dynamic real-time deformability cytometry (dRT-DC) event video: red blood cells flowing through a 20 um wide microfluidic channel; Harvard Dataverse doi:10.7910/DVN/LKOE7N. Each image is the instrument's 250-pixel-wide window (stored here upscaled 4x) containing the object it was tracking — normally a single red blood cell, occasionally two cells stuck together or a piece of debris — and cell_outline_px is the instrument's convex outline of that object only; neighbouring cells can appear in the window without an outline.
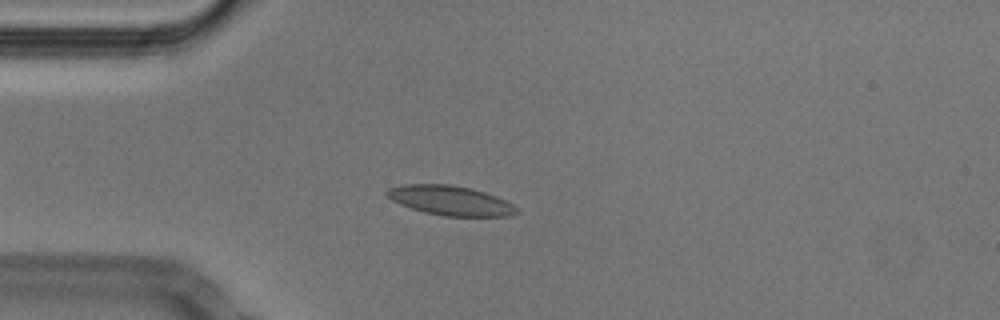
{"species": "Egyptian fruit bat (a non-hibernating species)", "species_latin": "Rousettus aegyptiacus", "temperature_condition": "cold", "stored_images_in_passage": 48, "camera_frame_rate_fps": 3000, "um_per_image_px": 0.085, "animal": {"sex": "male"}, "frame": {"image": 1, "passage_image": 9, "time_ms": 2.667, "image_size_px": [1000, 320], "cell_outline_px": [[520, 212], [508, 216], [444, 216], [424, 212], [400, 204], [392, 200], [384, 192], [388, 188], [404, 184], [448, 184], [468, 188], [484, 192], [496, 196], [512, 204]], "centroid_in_image_um": [38.26, 17.04], "position_along_channel_um": 46.7, "area_um2": 22.14}}
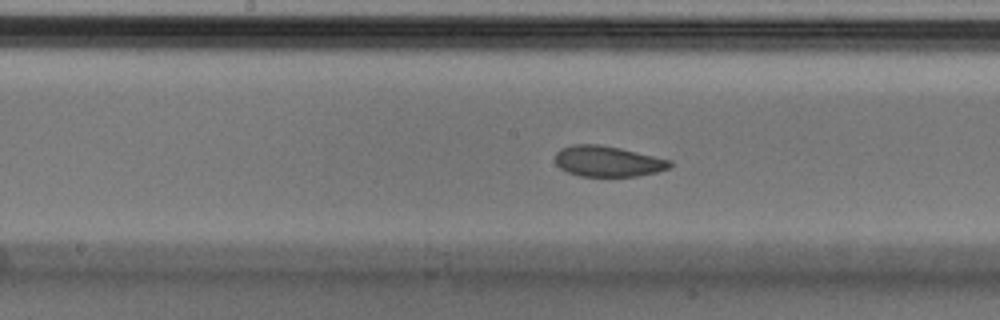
{"frame": {"image": 2, "passage_image": 22, "time_ms": 7.0, "image_size_px": [1000, 320], "cell_outline_px": [[672, 164], [668, 168], [656, 172], [636, 176], [580, 176], [568, 172], [560, 168], [556, 164], [556, 152], [560, 148], [572, 144], [600, 144], [620, 148], [672, 160]], "centroid_in_image_um": [51.64, 13.7], "position_along_channel_um": 196.6, "area_um2": 20.52}}
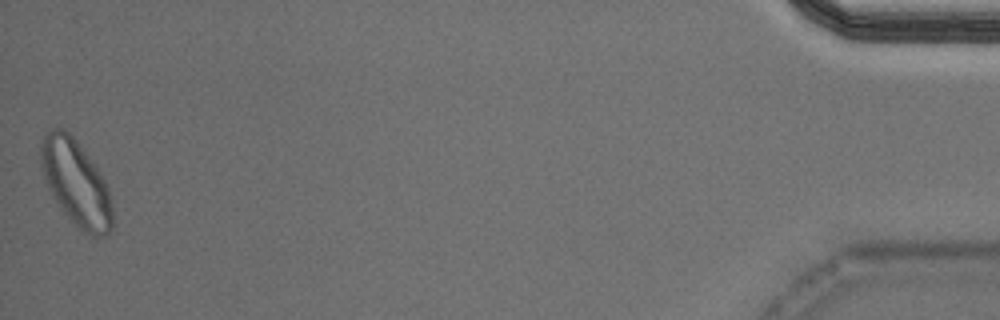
{"frame": {"image": 3, "passage_image": 48, "time_ms": 15.667, "image_size_px": [1000, 320], "cell_outline_px": [[112, 228], [104, 236], [96, 240], [80, 232], [60, 208], [52, 196], [44, 180], [40, 164], [40, 144], [44, 132], [52, 128], [64, 128], [72, 136], [96, 164], [108, 188], [112, 200]], "centroid_in_image_um": [6.45, 15.58], "position_along_channel_um": 428.7, "area_um2": 36.65}, "authors_computed_cell_mechanics": {"area_um2": 21.7328, "velocity_mm_per_s": 3.7674, "shape_relaxation_time_tau1_ms": 2.5191, "shape_relaxation_time_tau2_ms": 4.1616, "deformation_change_tau1": 0.0754, "deformation_change_tau2": 0.0721}}